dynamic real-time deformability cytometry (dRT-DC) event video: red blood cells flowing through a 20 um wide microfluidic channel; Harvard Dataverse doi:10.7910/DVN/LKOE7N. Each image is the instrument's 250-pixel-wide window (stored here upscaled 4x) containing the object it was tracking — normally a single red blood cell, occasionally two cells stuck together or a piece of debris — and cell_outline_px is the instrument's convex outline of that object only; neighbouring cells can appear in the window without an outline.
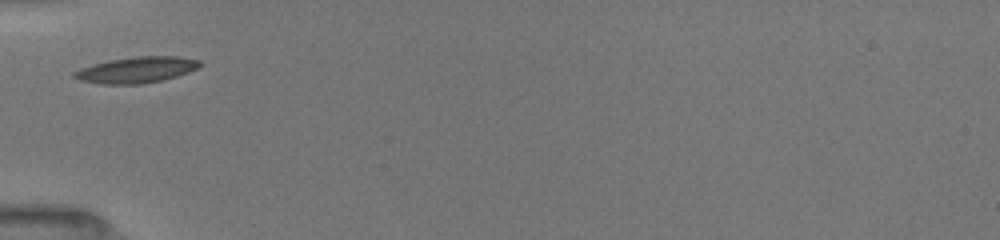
{"species": "common noctule bat (a hibernating species)", "species_latin": "Nyctalus noctula", "temperature_condition": "room temperature", "stored_images_in_passage": 4, "camera_frame_rate_fps": 3000, "um_per_image_px": 0.085, "animal": {"sex": "female", "body_mass_g": 19.5, "forearm_length_mm": 54.1}, "frame": {"image": 1, "passage_image": 1, "time_ms": 0.0, "image_size_px": [1000, 240], "cell_outline_px": [[200, 64], [196, 68], [188, 72], [164, 80], [144, 84], [100, 84], [80, 80], [72, 76], [72, 72], [80, 68], [92, 64], [108, 60], [136, 56], [176, 56], [200, 60]], "centroid_in_image_um": [11.56, 5.94], "position_along_channel_um": 73.4, "area_um2": 19.13}}
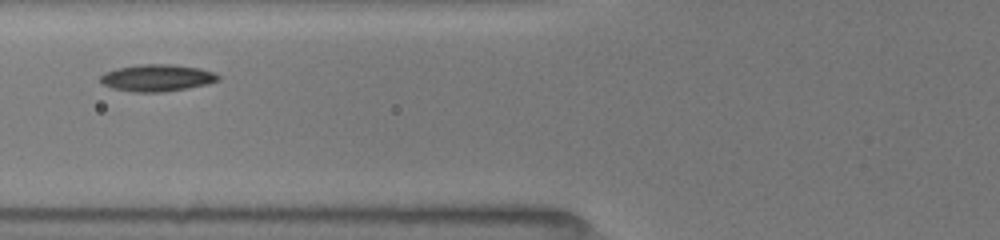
{"frame": {"image": 2, "passage_image": 3, "time_ms": 1.0, "image_size_px": [1000, 240], "cell_outline_px": [[220, 80], [208, 84], [188, 88], [160, 92], [136, 92], [112, 88], [104, 84], [100, 80], [100, 76], [104, 72], [116, 68], [140, 64], [172, 64], [200, 68], [216, 72], [220, 76]], "centroid_in_image_um": [13.38, 6.61], "position_along_channel_um": 112.4, "area_um2": 18.61}}